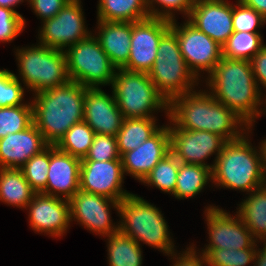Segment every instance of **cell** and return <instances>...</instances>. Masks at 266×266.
Masks as SVG:
<instances>
[{"label": "cell", "mask_w": 266, "mask_h": 266, "mask_svg": "<svg viewBox=\"0 0 266 266\" xmlns=\"http://www.w3.org/2000/svg\"><path fill=\"white\" fill-rule=\"evenodd\" d=\"M148 74L156 90L168 103L174 97L193 91L198 79L188 68L178 38L171 29L161 37L155 63Z\"/></svg>", "instance_id": "obj_6"}, {"label": "cell", "mask_w": 266, "mask_h": 266, "mask_svg": "<svg viewBox=\"0 0 266 266\" xmlns=\"http://www.w3.org/2000/svg\"><path fill=\"white\" fill-rule=\"evenodd\" d=\"M25 22L16 10L0 7V41L14 40L25 28Z\"/></svg>", "instance_id": "obj_40"}, {"label": "cell", "mask_w": 266, "mask_h": 266, "mask_svg": "<svg viewBox=\"0 0 266 266\" xmlns=\"http://www.w3.org/2000/svg\"><path fill=\"white\" fill-rule=\"evenodd\" d=\"M87 88L73 81L35 94L33 124L50 146H56L66 132L84 120Z\"/></svg>", "instance_id": "obj_3"}, {"label": "cell", "mask_w": 266, "mask_h": 266, "mask_svg": "<svg viewBox=\"0 0 266 266\" xmlns=\"http://www.w3.org/2000/svg\"><path fill=\"white\" fill-rule=\"evenodd\" d=\"M237 214L256 240L266 241V185L252 191Z\"/></svg>", "instance_id": "obj_26"}, {"label": "cell", "mask_w": 266, "mask_h": 266, "mask_svg": "<svg viewBox=\"0 0 266 266\" xmlns=\"http://www.w3.org/2000/svg\"><path fill=\"white\" fill-rule=\"evenodd\" d=\"M172 126H169L171 153L181 163L200 164L212 170L214 165H207L204 160L216 151L217 159L227 141L212 132L181 129L174 122Z\"/></svg>", "instance_id": "obj_14"}, {"label": "cell", "mask_w": 266, "mask_h": 266, "mask_svg": "<svg viewBox=\"0 0 266 266\" xmlns=\"http://www.w3.org/2000/svg\"><path fill=\"white\" fill-rule=\"evenodd\" d=\"M248 140L243 135L224 144L211 170L217 186L252 192L266 185L261 152L252 148Z\"/></svg>", "instance_id": "obj_4"}, {"label": "cell", "mask_w": 266, "mask_h": 266, "mask_svg": "<svg viewBox=\"0 0 266 266\" xmlns=\"http://www.w3.org/2000/svg\"><path fill=\"white\" fill-rule=\"evenodd\" d=\"M124 171L121 159L81 161L80 189L121 201L131 193L122 189Z\"/></svg>", "instance_id": "obj_15"}, {"label": "cell", "mask_w": 266, "mask_h": 266, "mask_svg": "<svg viewBox=\"0 0 266 266\" xmlns=\"http://www.w3.org/2000/svg\"><path fill=\"white\" fill-rule=\"evenodd\" d=\"M188 21L220 46L234 32L232 4L226 0H195Z\"/></svg>", "instance_id": "obj_17"}, {"label": "cell", "mask_w": 266, "mask_h": 266, "mask_svg": "<svg viewBox=\"0 0 266 266\" xmlns=\"http://www.w3.org/2000/svg\"><path fill=\"white\" fill-rule=\"evenodd\" d=\"M148 8L150 17L162 18L169 21L175 20L172 10L184 12L187 17H189L192 7L194 6L195 0H145ZM157 3L161 5L164 10L159 11L154 8V4ZM172 11V12H171Z\"/></svg>", "instance_id": "obj_39"}, {"label": "cell", "mask_w": 266, "mask_h": 266, "mask_svg": "<svg viewBox=\"0 0 266 266\" xmlns=\"http://www.w3.org/2000/svg\"><path fill=\"white\" fill-rule=\"evenodd\" d=\"M50 164V145L41 153L32 156L20 169L31 188L41 193L46 188Z\"/></svg>", "instance_id": "obj_34"}, {"label": "cell", "mask_w": 266, "mask_h": 266, "mask_svg": "<svg viewBox=\"0 0 266 266\" xmlns=\"http://www.w3.org/2000/svg\"><path fill=\"white\" fill-rule=\"evenodd\" d=\"M155 118H124L122 127L116 135L120 156L136 149L153 136L158 128Z\"/></svg>", "instance_id": "obj_27"}, {"label": "cell", "mask_w": 266, "mask_h": 266, "mask_svg": "<svg viewBox=\"0 0 266 266\" xmlns=\"http://www.w3.org/2000/svg\"><path fill=\"white\" fill-rule=\"evenodd\" d=\"M24 88L9 70H0V107L23 105Z\"/></svg>", "instance_id": "obj_36"}, {"label": "cell", "mask_w": 266, "mask_h": 266, "mask_svg": "<svg viewBox=\"0 0 266 266\" xmlns=\"http://www.w3.org/2000/svg\"><path fill=\"white\" fill-rule=\"evenodd\" d=\"M24 0H0V7H5L14 10L13 7ZM29 2V0H27Z\"/></svg>", "instance_id": "obj_47"}, {"label": "cell", "mask_w": 266, "mask_h": 266, "mask_svg": "<svg viewBox=\"0 0 266 266\" xmlns=\"http://www.w3.org/2000/svg\"><path fill=\"white\" fill-rule=\"evenodd\" d=\"M113 95L124 118H155L152 111L166 110L169 103L156 90L148 73L117 69L112 82Z\"/></svg>", "instance_id": "obj_7"}, {"label": "cell", "mask_w": 266, "mask_h": 266, "mask_svg": "<svg viewBox=\"0 0 266 266\" xmlns=\"http://www.w3.org/2000/svg\"><path fill=\"white\" fill-rule=\"evenodd\" d=\"M121 223L119 231L140 244L144 242L153 248L171 255L175 250L164 217L154 205L137 195L130 194L119 202Z\"/></svg>", "instance_id": "obj_5"}, {"label": "cell", "mask_w": 266, "mask_h": 266, "mask_svg": "<svg viewBox=\"0 0 266 266\" xmlns=\"http://www.w3.org/2000/svg\"><path fill=\"white\" fill-rule=\"evenodd\" d=\"M48 168L46 188L41 193L70 200L80 189L81 159L50 146Z\"/></svg>", "instance_id": "obj_20"}, {"label": "cell", "mask_w": 266, "mask_h": 266, "mask_svg": "<svg viewBox=\"0 0 266 266\" xmlns=\"http://www.w3.org/2000/svg\"><path fill=\"white\" fill-rule=\"evenodd\" d=\"M169 29L170 21L162 18L132 22L130 55L123 69L149 73L155 63L159 41Z\"/></svg>", "instance_id": "obj_12"}, {"label": "cell", "mask_w": 266, "mask_h": 266, "mask_svg": "<svg viewBox=\"0 0 266 266\" xmlns=\"http://www.w3.org/2000/svg\"><path fill=\"white\" fill-rule=\"evenodd\" d=\"M180 161L170 152L150 171L142 181L173 194L175 191Z\"/></svg>", "instance_id": "obj_32"}, {"label": "cell", "mask_w": 266, "mask_h": 266, "mask_svg": "<svg viewBox=\"0 0 266 266\" xmlns=\"http://www.w3.org/2000/svg\"><path fill=\"white\" fill-rule=\"evenodd\" d=\"M207 79L211 95L234 111L251 129L262 113L259 107L263 101L250 61L222 57Z\"/></svg>", "instance_id": "obj_2"}, {"label": "cell", "mask_w": 266, "mask_h": 266, "mask_svg": "<svg viewBox=\"0 0 266 266\" xmlns=\"http://www.w3.org/2000/svg\"><path fill=\"white\" fill-rule=\"evenodd\" d=\"M170 151L169 127H161L136 149L121 156L123 171L142 182Z\"/></svg>", "instance_id": "obj_19"}, {"label": "cell", "mask_w": 266, "mask_h": 266, "mask_svg": "<svg viewBox=\"0 0 266 266\" xmlns=\"http://www.w3.org/2000/svg\"><path fill=\"white\" fill-rule=\"evenodd\" d=\"M263 242L265 243L263 244L264 248L261 251L257 249L256 257L253 263L255 264L254 266H266V241Z\"/></svg>", "instance_id": "obj_45"}, {"label": "cell", "mask_w": 266, "mask_h": 266, "mask_svg": "<svg viewBox=\"0 0 266 266\" xmlns=\"http://www.w3.org/2000/svg\"><path fill=\"white\" fill-rule=\"evenodd\" d=\"M98 20L138 22L150 18L145 0H99Z\"/></svg>", "instance_id": "obj_25"}, {"label": "cell", "mask_w": 266, "mask_h": 266, "mask_svg": "<svg viewBox=\"0 0 266 266\" xmlns=\"http://www.w3.org/2000/svg\"><path fill=\"white\" fill-rule=\"evenodd\" d=\"M99 33L96 37L112 64L123 68L130 55L132 22H110L98 20Z\"/></svg>", "instance_id": "obj_23"}, {"label": "cell", "mask_w": 266, "mask_h": 266, "mask_svg": "<svg viewBox=\"0 0 266 266\" xmlns=\"http://www.w3.org/2000/svg\"><path fill=\"white\" fill-rule=\"evenodd\" d=\"M108 261L110 266H141L140 244L120 231L108 236Z\"/></svg>", "instance_id": "obj_29"}, {"label": "cell", "mask_w": 266, "mask_h": 266, "mask_svg": "<svg viewBox=\"0 0 266 266\" xmlns=\"http://www.w3.org/2000/svg\"><path fill=\"white\" fill-rule=\"evenodd\" d=\"M66 49L64 53L70 81L86 88L112 84L117 68L94 35Z\"/></svg>", "instance_id": "obj_9"}, {"label": "cell", "mask_w": 266, "mask_h": 266, "mask_svg": "<svg viewBox=\"0 0 266 266\" xmlns=\"http://www.w3.org/2000/svg\"><path fill=\"white\" fill-rule=\"evenodd\" d=\"M250 63L256 82L260 81L266 88V45L252 57Z\"/></svg>", "instance_id": "obj_42"}, {"label": "cell", "mask_w": 266, "mask_h": 266, "mask_svg": "<svg viewBox=\"0 0 266 266\" xmlns=\"http://www.w3.org/2000/svg\"><path fill=\"white\" fill-rule=\"evenodd\" d=\"M261 37L259 33L234 31L222 46V56L250 61L265 46Z\"/></svg>", "instance_id": "obj_30"}, {"label": "cell", "mask_w": 266, "mask_h": 266, "mask_svg": "<svg viewBox=\"0 0 266 266\" xmlns=\"http://www.w3.org/2000/svg\"><path fill=\"white\" fill-rule=\"evenodd\" d=\"M69 202L71 221L77 219L79 224L105 237L119 231V225L114 226L111 223L109 210L111 203L119 211V201L79 189Z\"/></svg>", "instance_id": "obj_16"}, {"label": "cell", "mask_w": 266, "mask_h": 266, "mask_svg": "<svg viewBox=\"0 0 266 266\" xmlns=\"http://www.w3.org/2000/svg\"><path fill=\"white\" fill-rule=\"evenodd\" d=\"M170 29L176 34L181 54L195 77L198 79L200 70L207 71L210 75L223 57L222 46L188 20L182 27L172 20Z\"/></svg>", "instance_id": "obj_10"}, {"label": "cell", "mask_w": 266, "mask_h": 266, "mask_svg": "<svg viewBox=\"0 0 266 266\" xmlns=\"http://www.w3.org/2000/svg\"><path fill=\"white\" fill-rule=\"evenodd\" d=\"M256 253V249H210L204 256L208 266H246Z\"/></svg>", "instance_id": "obj_35"}, {"label": "cell", "mask_w": 266, "mask_h": 266, "mask_svg": "<svg viewBox=\"0 0 266 266\" xmlns=\"http://www.w3.org/2000/svg\"><path fill=\"white\" fill-rule=\"evenodd\" d=\"M70 0H29L31 8L43 21L53 18Z\"/></svg>", "instance_id": "obj_41"}, {"label": "cell", "mask_w": 266, "mask_h": 266, "mask_svg": "<svg viewBox=\"0 0 266 266\" xmlns=\"http://www.w3.org/2000/svg\"><path fill=\"white\" fill-rule=\"evenodd\" d=\"M35 193L21 169L0 168V201L27 209Z\"/></svg>", "instance_id": "obj_24"}, {"label": "cell", "mask_w": 266, "mask_h": 266, "mask_svg": "<svg viewBox=\"0 0 266 266\" xmlns=\"http://www.w3.org/2000/svg\"><path fill=\"white\" fill-rule=\"evenodd\" d=\"M27 207L30 210V226L34 231L56 237L66 233L71 221L69 200L35 193Z\"/></svg>", "instance_id": "obj_18"}, {"label": "cell", "mask_w": 266, "mask_h": 266, "mask_svg": "<svg viewBox=\"0 0 266 266\" xmlns=\"http://www.w3.org/2000/svg\"><path fill=\"white\" fill-rule=\"evenodd\" d=\"M84 121L95 134L115 136L122 127L124 117L114 95H107L101 88H87L84 99Z\"/></svg>", "instance_id": "obj_21"}, {"label": "cell", "mask_w": 266, "mask_h": 266, "mask_svg": "<svg viewBox=\"0 0 266 266\" xmlns=\"http://www.w3.org/2000/svg\"><path fill=\"white\" fill-rule=\"evenodd\" d=\"M94 135L93 129L83 120L74 124L56 147L62 152L83 159L92 145Z\"/></svg>", "instance_id": "obj_31"}, {"label": "cell", "mask_w": 266, "mask_h": 266, "mask_svg": "<svg viewBox=\"0 0 266 266\" xmlns=\"http://www.w3.org/2000/svg\"><path fill=\"white\" fill-rule=\"evenodd\" d=\"M80 0H70L53 18L43 21L39 44L63 50L89 37Z\"/></svg>", "instance_id": "obj_11"}, {"label": "cell", "mask_w": 266, "mask_h": 266, "mask_svg": "<svg viewBox=\"0 0 266 266\" xmlns=\"http://www.w3.org/2000/svg\"><path fill=\"white\" fill-rule=\"evenodd\" d=\"M33 124L32 103L0 107V139L27 129Z\"/></svg>", "instance_id": "obj_33"}, {"label": "cell", "mask_w": 266, "mask_h": 266, "mask_svg": "<svg viewBox=\"0 0 266 266\" xmlns=\"http://www.w3.org/2000/svg\"><path fill=\"white\" fill-rule=\"evenodd\" d=\"M205 215L210 242L202 254L205 255L210 249H256L257 240L238 214L237 217H231L223 209L209 206L205 210Z\"/></svg>", "instance_id": "obj_13"}, {"label": "cell", "mask_w": 266, "mask_h": 266, "mask_svg": "<svg viewBox=\"0 0 266 266\" xmlns=\"http://www.w3.org/2000/svg\"><path fill=\"white\" fill-rule=\"evenodd\" d=\"M16 57L22 81L35 94L70 81L64 50L39 44L17 49Z\"/></svg>", "instance_id": "obj_8"}, {"label": "cell", "mask_w": 266, "mask_h": 266, "mask_svg": "<svg viewBox=\"0 0 266 266\" xmlns=\"http://www.w3.org/2000/svg\"><path fill=\"white\" fill-rule=\"evenodd\" d=\"M48 146L34 124L25 130L8 134L0 139V168L20 169L32 156Z\"/></svg>", "instance_id": "obj_22"}, {"label": "cell", "mask_w": 266, "mask_h": 266, "mask_svg": "<svg viewBox=\"0 0 266 266\" xmlns=\"http://www.w3.org/2000/svg\"><path fill=\"white\" fill-rule=\"evenodd\" d=\"M232 6L233 29L238 32L259 33L257 29L266 23V19L241 1ZM257 28V29H256Z\"/></svg>", "instance_id": "obj_38"}, {"label": "cell", "mask_w": 266, "mask_h": 266, "mask_svg": "<svg viewBox=\"0 0 266 266\" xmlns=\"http://www.w3.org/2000/svg\"><path fill=\"white\" fill-rule=\"evenodd\" d=\"M261 152V158H262V165H263V171H264V179L266 183V139L262 141L261 147H259Z\"/></svg>", "instance_id": "obj_46"}, {"label": "cell", "mask_w": 266, "mask_h": 266, "mask_svg": "<svg viewBox=\"0 0 266 266\" xmlns=\"http://www.w3.org/2000/svg\"><path fill=\"white\" fill-rule=\"evenodd\" d=\"M121 159L118 151L117 139L112 135L95 134L92 145L81 161H108Z\"/></svg>", "instance_id": "obj_37"}, {"label": "cell", "mask_w": 266, "mask_h": 266, "mask_svg": "<svg viewBox=\"0 0 266 266\" xmlns=\"http://www.w3.org/2000/svg\"><path fill=\"white\" fill-rule=\"evenodd\" d=\"M194 249V247L187 248L188 251L186 250L179 257H176V253L173 252L171 256H175L174 258L177 259L173 266H203L207 264L204 254H201L199 256L196 254V251Z\"/></svg>", "instance_id": "obj_43"}, {"label": "cell", "mask_w": 266, "mask_h": 266, "mask_svg": "<svg viewBox=\"0 0 266 266\" xmlns=\"http://www.w3.org/2000/svg\"><path fill=\"white\" fill-rule=\"evenodd\" d=\"M246 6L254 9L266 19V0H239Z\"/></svg>", "instance_id": "obj_44"}, {"label": "cell", "mask_w": 266, "mask_h": 266, "mask_svg": "<svg viewBox=\"0 0 266 266\" xmlns=\"http://www.w3.org/2000/svg\"><path fill=\"white\" fill-rule=\"evenodd\" d=\"M168 118L179 128L195 131H208L220 135L226 141L242 137L238 127L248 124L234 111L218 102L209 92H188L174 97L169 102ZM239 125V126H238Z\"/></svg>", "instance_id": "obj_1"}, {"label": "cell", "mask_w": 266, "mask_h": 266, "mask_svg": "<svg viewBox=\"0 0 266 266\" xmlns=\"http://www.w3.org/2000/svg\"><path fill=\"white\" fill-rule=\"evenodd\" d=\"M212 179L211 169L200 164L179 163L174 195L177 199L194 197Z\"/></svg>", "instance_id": "obj_28"}]
</instances>
